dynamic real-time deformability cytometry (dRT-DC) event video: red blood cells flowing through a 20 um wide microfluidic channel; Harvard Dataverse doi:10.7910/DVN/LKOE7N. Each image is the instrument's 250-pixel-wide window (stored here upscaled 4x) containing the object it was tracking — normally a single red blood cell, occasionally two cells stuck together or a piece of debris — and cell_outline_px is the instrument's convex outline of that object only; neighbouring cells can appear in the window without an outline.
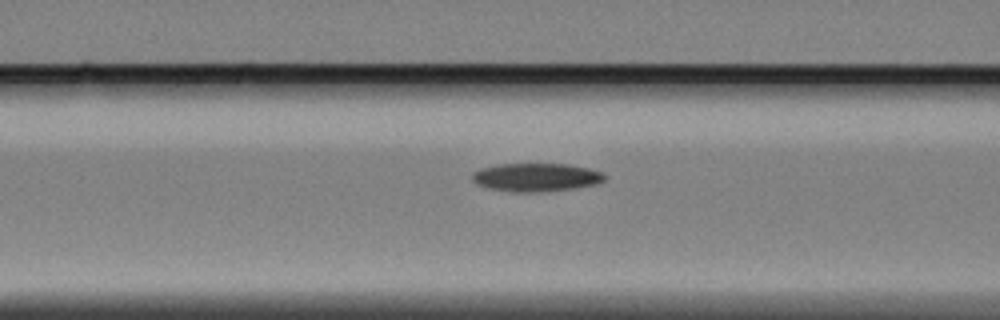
{"species": "Egyptian fruit bat (a non-hibernating species)", "species_latin": "Rousettus aegyptiacus", "temperature_condition": "cold", "stored_images_in_passage": 8, "camera_frame_rate_fps": 3000, "um_per_image_px": 0.085, "animal": {"sex": "female"}, "frame": {"image": 1, "passage_image": 6, "time_ms": 1.667, "image_size_px": [1000, 320], "cell_outline_px": [[608, 176], [604, 180], [596, 184], [576, 188], [540, 192], [512, 192], [488, 188], [476, 184], [472, 180], [472, 172], [480, 168], [496, 164], [568, 164], [588, 168], [600, 172]], "centroid_in_image_um": [45.54, 15.07], "position_along_channel_um": 121.1, "area_um2": 22.02}}